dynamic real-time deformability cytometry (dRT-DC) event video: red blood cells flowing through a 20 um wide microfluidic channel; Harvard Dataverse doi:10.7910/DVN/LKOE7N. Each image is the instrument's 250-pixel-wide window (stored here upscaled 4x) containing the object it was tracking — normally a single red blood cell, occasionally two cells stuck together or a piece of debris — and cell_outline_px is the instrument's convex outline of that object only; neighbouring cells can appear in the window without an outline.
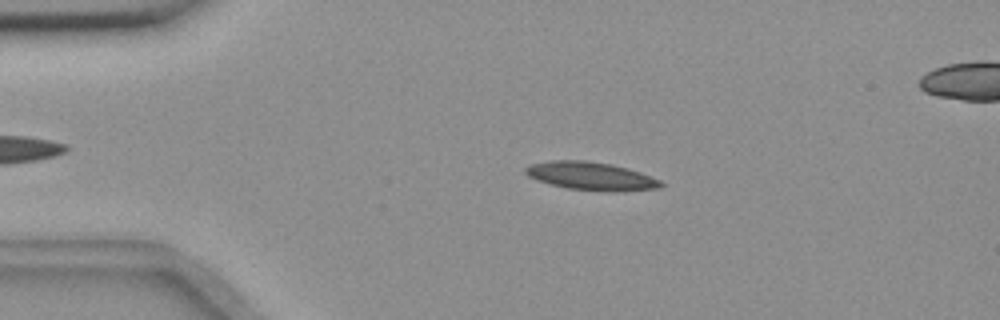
{"species": "common noctule bat (a hibernating species)", "species_latin": "Nyctalus noctula", "temperature_condition": "room temperature", "stored_images_in_passage": 48, "camera_frame_rate_fps": 3000, "um_per_image_px": 0.085, "animal": {"sex": "female", "body_mass_g": 18.4}, "frame": {"image": 1, "passage_image": 11, "time_ms": 3.333, "image_size_px": [1000, 320], "cell_outline_px": [[664, 184], [660, 188], [624, 192], [568, 188], [548, 184], [536, 180], [528, 176], [524, 172], [524, 168], [528, 164], [548, 160], [584, 160], [612, 164], [628, 168], [640, 172], [660, 180]], "centroid_in_image_um": [50.21, 14.96], "position_along_channel_um": 34.8, "area_um2": 22.43}}
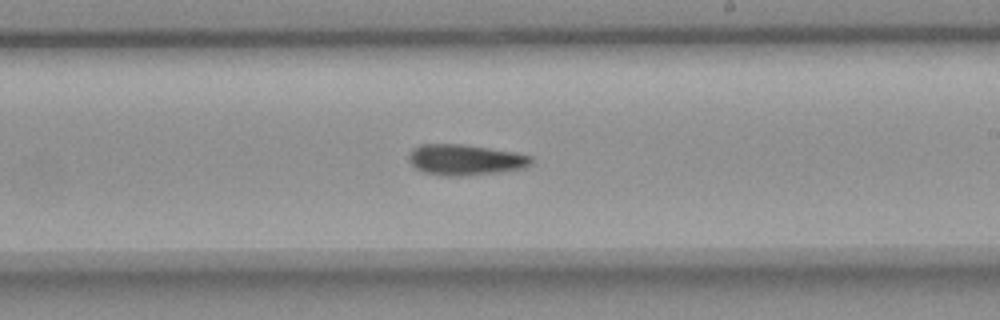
{"frame": {"image": 2, "passage_image": 32, "time_ms": 10.333, "image_size_px": [1000, 320], "cell_outline_px": [[532, 160], [524, 168], [496, 172], [460, 176], [440, 176], [424, 172], [416, 168], [408, 160], [408, 156], [412, 148], [420, 144], [460, 144], [516, 152], [532, 156]], "centroid_in_image_um": [39.49, 13.58], "position_along_channel_um": 249.5, "area_um2": 21.85}}
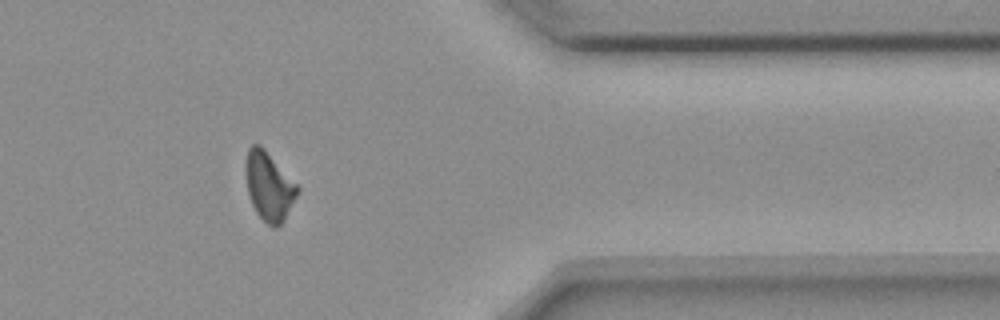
{"frame": {"image": 3, "passage_image": 45, "time_ms": 14.667, "image_size_px": [1000, 320], "cell_outline_px": [[300, 188], [296, 196], [280, 224], [276, 228], [268, 224], [256, 212], [252, 204], [248, 192], [244, 168], [248, 148], [252, 144], [260, 144], [300, 184]], "centroid_in_image_um": [22.87, 15.76], "position_along_channel_um": 388.5, "area_um2": 20.75}}